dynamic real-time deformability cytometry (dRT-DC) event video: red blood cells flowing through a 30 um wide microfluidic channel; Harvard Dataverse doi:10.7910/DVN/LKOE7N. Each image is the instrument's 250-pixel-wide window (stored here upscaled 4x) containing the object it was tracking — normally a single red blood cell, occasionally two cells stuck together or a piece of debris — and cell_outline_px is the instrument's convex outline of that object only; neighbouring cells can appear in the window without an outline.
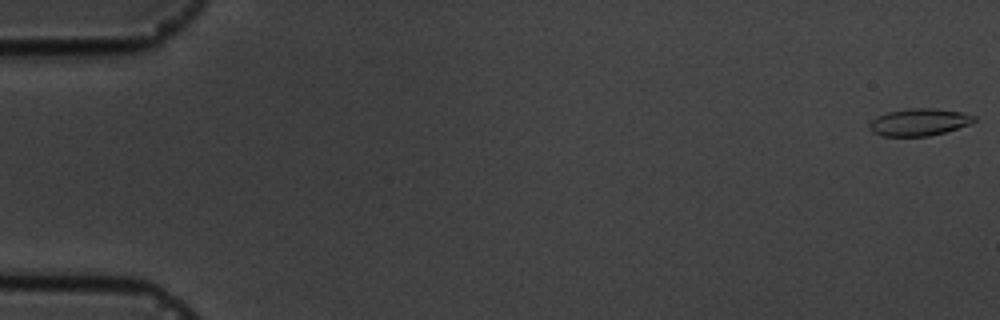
{"species": "common noctule bat (a hibernating species)", "species_latin": "Nyctalus noctula", "temperature_condition": "cold", "stored_images_in_passage": 4, "camera_frame_rate_fps": 3000, "um_per_image_px": 0.085, "animal": {"sex": "male", "body_mass_g": 19.5, "forearm_length_mm": 54.6}, "frame": {"image": 1, "passage_image": 1, "time_ms": 0.0, "image_size_px": [1000, 320], "cell_outline_px": [[976, 120], [968, 124], [944, 132], [928, 136], [884, 136], [872, 132], [868, 128], [868, 124], [876, 116], [888, 112], [912, 108], [932, 108], [964, 112], [976, 116]], "centroid_in_image_um": [78.1, 10.37], "position_along_channel_um": 6.9, "area_um2": 16.53}}